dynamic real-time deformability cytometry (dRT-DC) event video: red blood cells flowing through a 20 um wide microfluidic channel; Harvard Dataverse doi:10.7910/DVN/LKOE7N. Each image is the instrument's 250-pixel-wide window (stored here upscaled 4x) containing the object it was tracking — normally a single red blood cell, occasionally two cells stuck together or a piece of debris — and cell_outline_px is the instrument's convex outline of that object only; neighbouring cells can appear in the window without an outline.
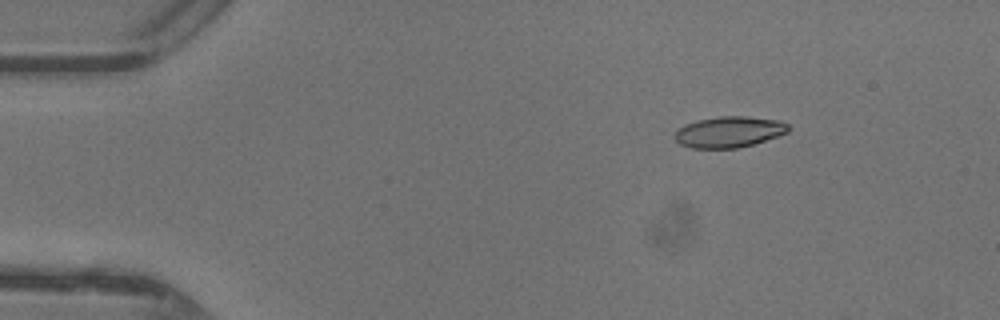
{"species": "common noctule bat (a hibernating species)", "species_latin": "Nyctalus noctula", "temperature_condition": "warm", "stored_images_in_passage": 6, "camera_frame_rate_fps": 3000, "um_per_image_px": 0.085, "animal": {"sex": "female"}, "frame": {"image": 1, "passage_image": 1, "time_ms": 0.0, "image_size_px": [1000, 320], "cell_outline_px": [[792, 128], [788, 132], [752, 144], [736, 148], [692, 148], [680, 144], [676, 140], [676, 132], [684, 124], [696, 120], [720, 116], [744, 116], [780, 120], [788, 124]], "centroid_in_image_um": [61.99, 11.2], "position_along_channel_um": 23.0, "area_um2": 20.4}}